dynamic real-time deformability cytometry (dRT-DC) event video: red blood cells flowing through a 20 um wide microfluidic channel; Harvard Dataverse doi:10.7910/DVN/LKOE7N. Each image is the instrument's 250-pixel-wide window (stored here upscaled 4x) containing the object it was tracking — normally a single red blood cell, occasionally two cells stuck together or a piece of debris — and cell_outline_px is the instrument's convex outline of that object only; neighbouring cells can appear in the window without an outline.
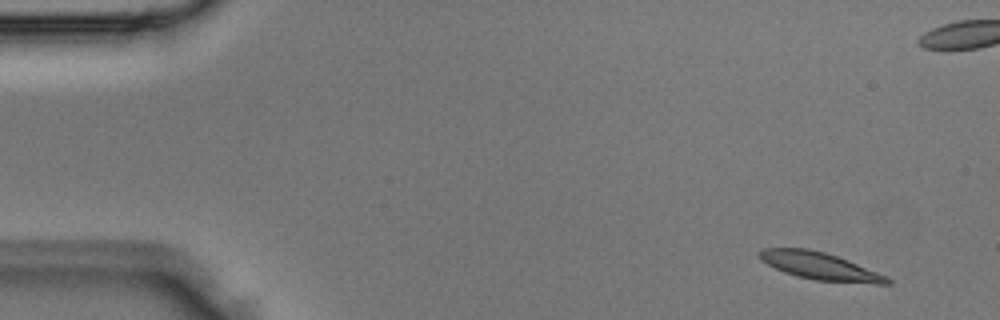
{"species": "Egyptian fruit bat (a non-hibernating species)", "species_latin": "Rousettus aegyptiacus", "temperature_condition": "room temperature", "stored_images_in_passage": 4, "camera_frame_rate_fps": 3000, "um_per_image_px": 0.085, "animal": {"sex": "male"}, "frame": {"image": 1, "passage_image": 1, "time_ms": 0.0, "image_size_px": [1000, 320], "cell_outline_px": [[892, 284], [876, 284], [816, 280], [796, 276], [784, 272], [760, 260], [760, 252], [764, 248], [808, 248], [824, 252], [836, 256], [888, 276], [892, 280]], "centroid_in_image_um": [69.73, 22.63], "position_along_channel_um": 15.3, "area_um2": 20.17}}
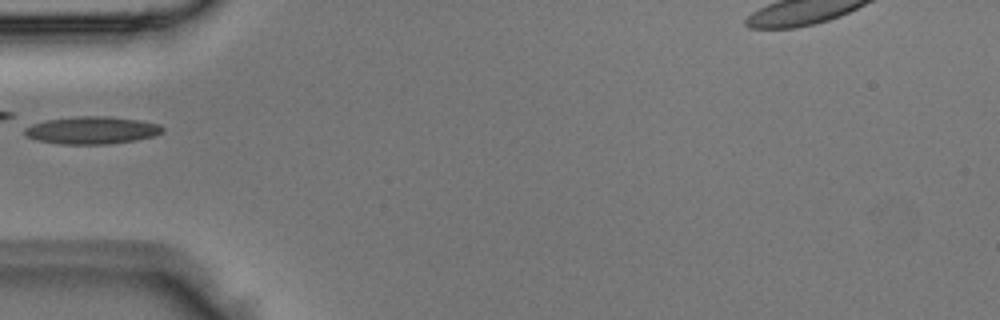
{"frame": {"image": 2, "passage_image": 4, "time_ms": 1.0, "image_size_px": [1000, 320], "cell_outline_px": [[164, 128], [160, 132], [152, 136], [136, 140], [108, 144], [60, 144], [36, 140], [24, 136], [24, 128], [32, 124], [48, 120], [80, 116], [108, 116], [136, 120], [160, 124]], "centroid_in_image_um": [7.76, 11.08], "position_along_channel_um": 77.2, "area_um2": 21.91}}